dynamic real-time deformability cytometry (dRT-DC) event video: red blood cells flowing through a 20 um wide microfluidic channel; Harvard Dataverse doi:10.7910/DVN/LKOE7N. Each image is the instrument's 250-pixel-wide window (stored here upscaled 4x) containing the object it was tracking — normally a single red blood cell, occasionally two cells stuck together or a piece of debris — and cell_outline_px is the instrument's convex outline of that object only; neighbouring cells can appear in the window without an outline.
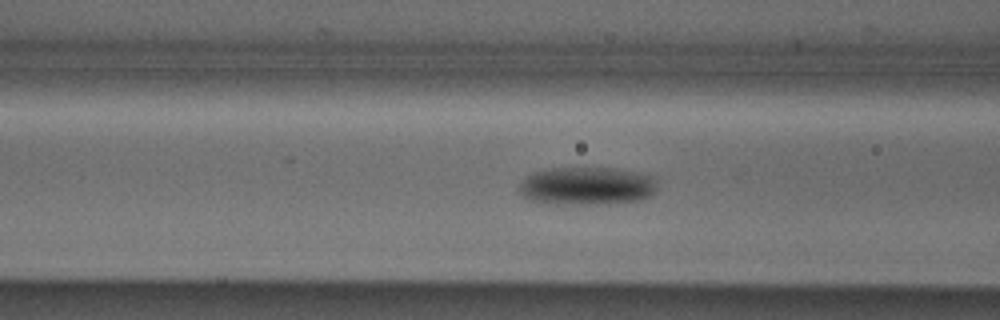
{"species": "Egyptian fruit bat (a non-hibernating species)", "species_latin": "Rousettus aegyptiacus", "temperature_condition": "cold", "stored_images_in_passage": 39, "camera_frame_rate_fps": 3000, "um_per_image_px": 0.085, "animal": {"sex": "male"}, "frame": {"image": 1, "passage_image": 16, "time_ms": 5.0, "image_size_px": [1000, 320], "cell_outline_px": [[656, 188], [652, 196], [640, 200], [608, 204], [576, 204], [532, 200], [524, 196], [520, 192], [520, 184], [524, 176], [532, 172], [544, 168], [608, 168], [656, 176]], "centroid_in_image_um": [49.91, 15.79], "position_along_channel_um": 116.7, "area_um2": 30.52}}
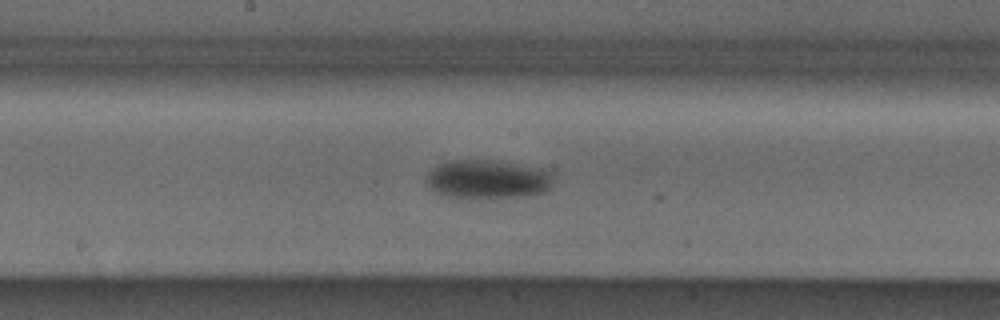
{"frame": {"image": 2, "passage_image": 23, "time_ms": 7.333, "image_size_px": [1000, 320], "cell_outline_px": [[556, 172], [552, 184], [544, 192], [520, 196], [468, 200], [440, 196], [424, 180], [424, 176], [436, 164], [448, 160], [492, 160], [556, 168]], "centroid_in_image_um": [41.49, 15.23], "position_along_channel_um": 206.7, "area_um2": 30.35}}
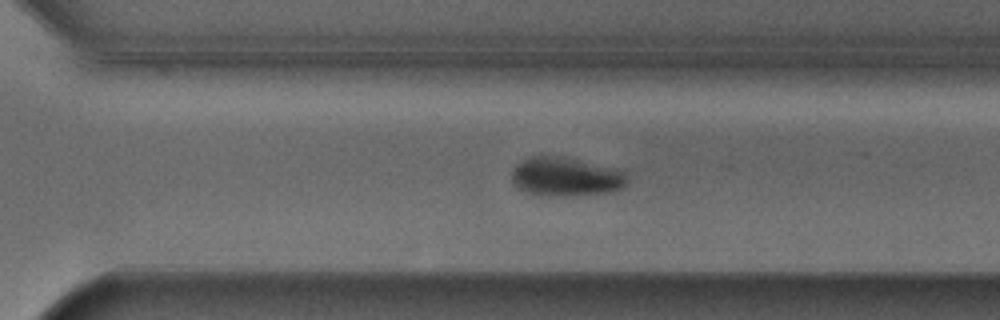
{"frame": {"image": 3, "passage_image": 32, "time_ms": 10.333, "image_size_px": [1000, 320], "cell_outline_px": [[628, 184], [620, 188], [608, 192], [528, 192], [516, 188], [512, 184], [512, 168], [520, 160], [532, 156], [564, 156], [624, 172], [628, 176]], "centroid_in_image_um": [48.03, 14.94], "position_along_channel_um": 322.6, "area_um2": 24.68}, "authors_computed_cell_mechanics": {"area_um2": 28.6688, "velocity_mm_per_s": 3.8671, "shape_relaxation_time_tau1_ms": 2.5674, "shape_relaxation_time_tau2_ms": 4.7087, "deformation_change_tau1": 0.0994, "deformation_change_tau2": 0.0609}}